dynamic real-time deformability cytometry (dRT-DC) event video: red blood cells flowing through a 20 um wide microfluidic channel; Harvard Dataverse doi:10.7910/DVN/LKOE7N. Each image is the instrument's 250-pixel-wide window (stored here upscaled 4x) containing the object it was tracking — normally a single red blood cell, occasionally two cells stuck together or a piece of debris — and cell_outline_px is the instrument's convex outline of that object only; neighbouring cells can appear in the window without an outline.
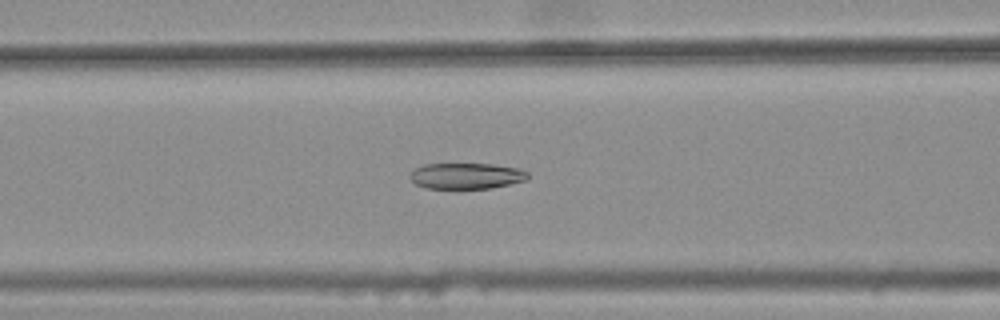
{"species": "common noctule bat (a hibernating species)", "species_latin": "Nyctalus noctula", "temperature_condition": "warm", "stored_images_in_passage": 46, "camera_frame_rate_fps": 3000, "um_per_image_px": 0.085, "animal": {"sex": "female", "body_mass_g": 25.1}, "frame": {"image": 1, "passage_image": 22, "time_ms": 7.0, "image_size_px": [1000, 320], "cell_outline_px": [[528, 176], [524, 180], [492, 188], [424, 188], [416, 184], [408, 176], [416, 168], [424, 164], [496, 164], [520, 168], [528, 172]], "centroid_in_image_um": [39.64, 14.94], "position_along_channel_um": 127.0, "area_um2": 17.74}}
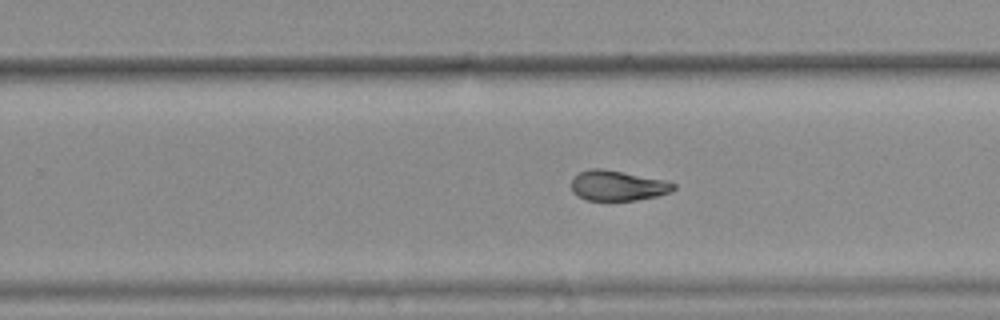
{"frame": {"image": 2, "passage_image": 34, "time_ms": 11.0, "image_size_px": [1000, 320], "cell_outline_px": [[676, 188], [672, 192], [656, 196], [636, 200], [588, 200], [572, 192], [572, 176], [588, 168], [604, 168], [664, 180], [676, 184]], "centroid_in_image_um": [52.5, 15.76], "position_along_channel_um": 277.3, "area_um2": 18.03}}
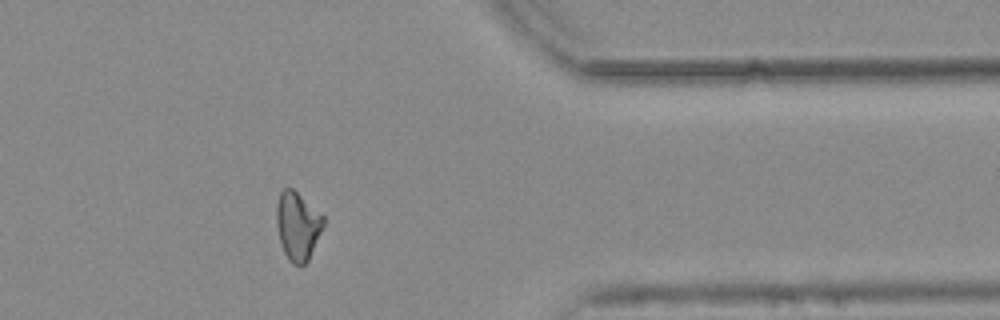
{"frame": {"image": 3, "passage_image": 44, "time_ms": 14.333, "image_size_px": [1000, 320], "cell_outline_px": [[324, 224], [308, 260], [304, 264], [292, 264], [288, 260], [280, 244], [276, 224], [276, 204], [280, 192], [284, 188], [292, 188], [324, 216]], "centroid_in_image_um": [25.27, 19.19], "position_along_channel_um": 386.1, "area_um2": 18.55}, "authors_computed_cell_mechanics": {"area_um2": 19.1029, "velocity_mm_per_s": 3.7677, "shape_relaxation_time_tau1_ms": null, "shape_relaxation_time_tau2_ms": 3.403, "deformation_change_tau1": null, "deformation_change_tau2": 0.0727}}